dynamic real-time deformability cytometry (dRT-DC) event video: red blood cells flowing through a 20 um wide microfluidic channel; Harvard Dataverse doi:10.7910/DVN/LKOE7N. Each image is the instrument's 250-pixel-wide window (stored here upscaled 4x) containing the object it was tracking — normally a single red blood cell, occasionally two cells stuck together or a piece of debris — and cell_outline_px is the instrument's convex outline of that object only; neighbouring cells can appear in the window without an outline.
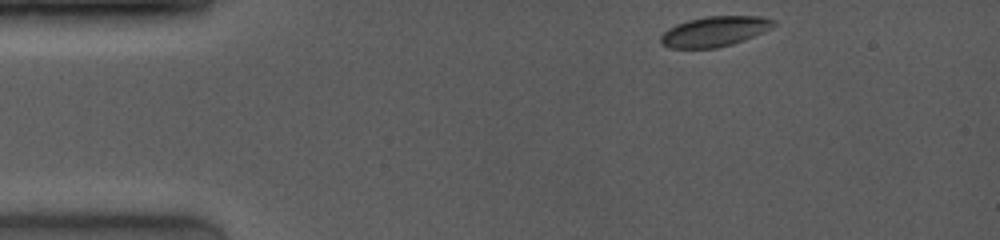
{"species": "common noctule bat (a hibernating species)", "species_latin": "Nyctalus noctula", "temperature_condition": "room temperature", "stored_images_in_passage": 27, "camera_frame_rate_fps": 4000, "um_per_image_px": 0.085, "animal": {"sex": "female", "body_mass_g": 19.0, "forearm_length_mm": 53.3}, "frame": {"image": 1, "passage_image": 1, "time_ms": 0.0, "image_size_px": [1000, 240], "cell_outline_px": [[776, 24], [772, 28], [764, 32], [744, 40], [732, 44], [716, 48], [668, 48], [660, 44], [660, 36], [668, 28], [676, 24], [688, 20], [708, 16], [760, 16], [776, 20]], "centroid_in_image_um": [60.74, 2.67], "position_along_channel_um": 24.3, "area_um2": 20.0}}
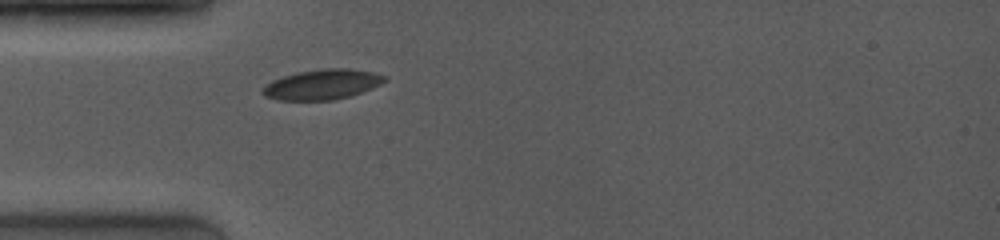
{"frame": {"image": 2, "passage_image": 12, "time_ms": 2.5, "image_size_px": [1000, 240], "cell_outline_px": [[388, 80], [372, 88], [352, 96], [332, 100], [276, 100], [264, 96], [260, 92], [260, 88], [272, 80], [296, 72], [324, 68], [348, 68], [372, 72], [388, 76]], "centroid_in_image_um": [27.37, 7.18], "position_along_channel_um": 57.6, "area_um2": 21.73}}
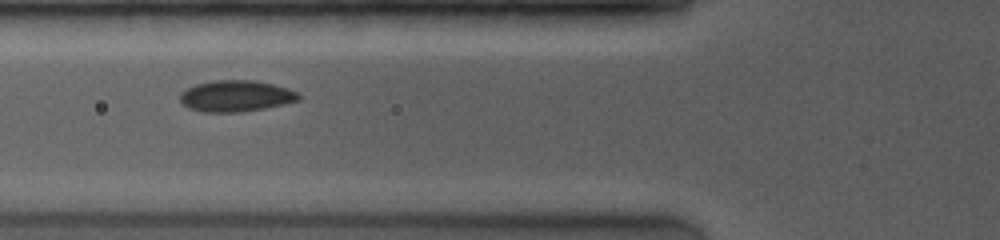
{"frame": {"image": 3, "passage_image": 18, "time_ms": 3.75, "image_size_px": [1000, 240], "cell_outline_px": [[300, 100], [284, 104], [264, 108], [240, 112], [204, 112], [188, 108], [180, 100], [180, 92], [196, 84], [216, 80], [252, 80], [272, 84], [288, 88], [296, 92], [300, 96]], "centroid_in_image_um": [20.05, 8.16], "position_along_channel_um": 105.8, "area_um2": 21.5}}